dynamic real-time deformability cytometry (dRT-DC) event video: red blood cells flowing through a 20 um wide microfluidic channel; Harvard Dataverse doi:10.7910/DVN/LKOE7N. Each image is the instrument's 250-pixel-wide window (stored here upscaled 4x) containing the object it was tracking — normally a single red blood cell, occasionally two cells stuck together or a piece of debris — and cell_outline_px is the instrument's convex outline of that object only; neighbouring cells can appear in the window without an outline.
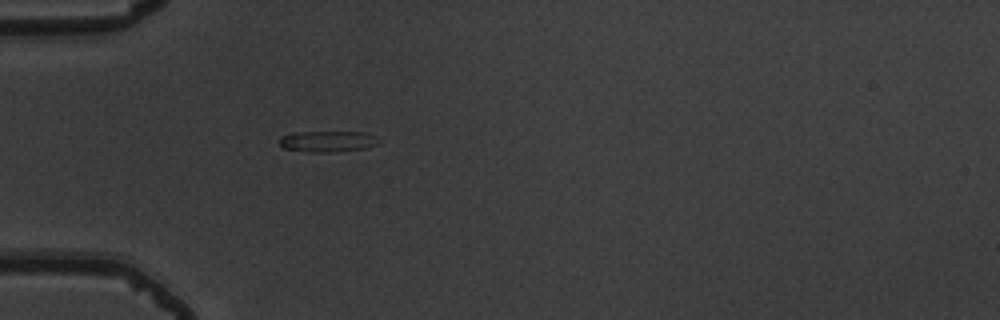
{"species": "common noctule bat (a hibernating species)", "species_latin": "Nyctalus noctula", "temperature_condition": "warm", "stored_images_in_passage": 38, "camera_frame_rate_fps": 3000, "um_per_image_px": 0.085, "animal": {"sex": "male", "body_mass_g": 19.5, "forearm_length_mm": 54.6}, "frame": {"image": 1, "passage_image": 1, "time_ms": 0.0, "image_size_px": [1000, 320], "cell_outline_px": [[380, 144], [364, 148], [336, 152], [308, 152], [284, 148], [280, 144], [280, 136], [292, 132], [364, 132], [380, 140]], "centroid_in_image_um": [27.83, 12.02], "position_along_channel_um": 57.2, "area_um2": 12.2}}
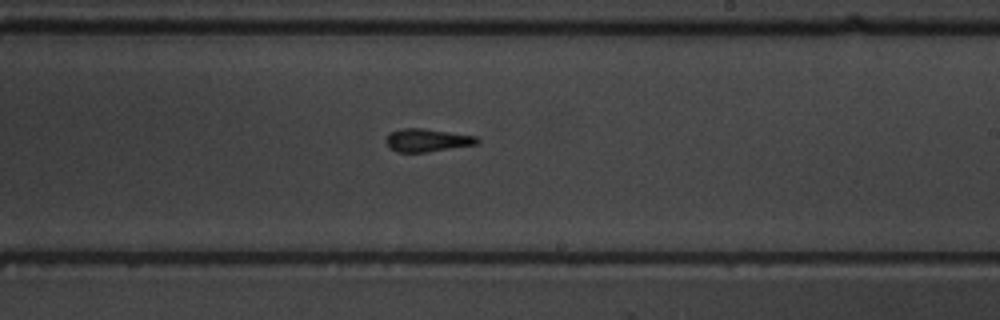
{"frame": {"image": 2, "passage_image": 17, "time_ms": 5.333, "image_size_px": [1000, 320], "cell_outline_px": [[480, 144], [428, 152], [396, 152], [388, 148], [384, 140], [392, 132], [400, 128], [420, 128], [476, 136], [480, 140]], "centroid_in_image_um": [36.31, 11.93], "position_along_channel_um": 252.7, "area_um2": 12.31}}
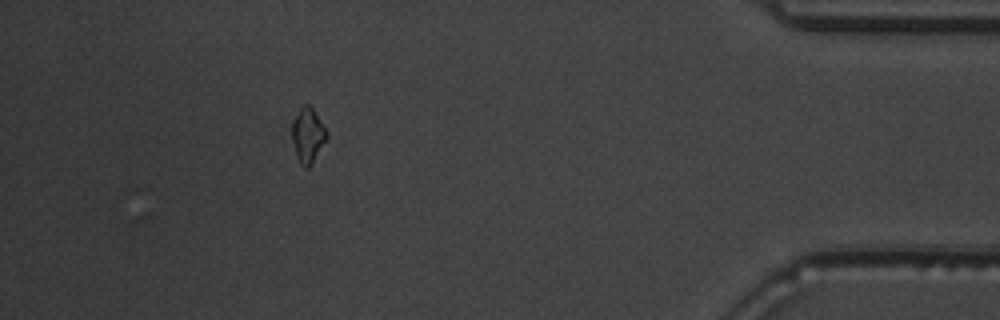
{"frame": {"image": 3, "passage_image": 33, "time_ms": 10.667, "image_size_px": [1000, 320], "cell_outline_px": [[328, 136], [312, 164], [308, 168], [304, 168], [300, 164], [296, 156], [292, 140], [292, 120], [300, 108], [304, 104], [308, 104], [312, 108], [328, 132]], "centroid_in_image_um": [26.15, 11.51], "position_along_channel_um": 409.0, "area_um2": 11.1}, "authors_computed_cell_mechanics": {"area_um2": 11.8779, "velocity_mm_per_s": 3.8043, "shape_relaxation_time_tau1_ms": 3.3523, "shape_relaxation_time_tau2_ms": 2.8922, "deformation_change_tau1": 0.161, "deformation_change_tau2": 0.1334}}